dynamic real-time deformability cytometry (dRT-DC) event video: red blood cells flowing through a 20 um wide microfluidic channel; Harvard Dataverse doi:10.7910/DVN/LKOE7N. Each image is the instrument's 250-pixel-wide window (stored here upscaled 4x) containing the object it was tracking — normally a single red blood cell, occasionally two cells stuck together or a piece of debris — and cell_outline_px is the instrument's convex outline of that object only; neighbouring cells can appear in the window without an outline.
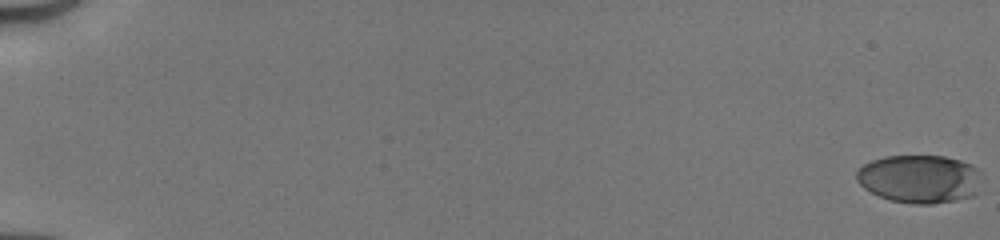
{"species": "human", "species_latin": "Homo sapiens", "temperature_condition": "cold", "stored_images_in_passage": 52, "camera_frame_rate_fps": 3000, "um_per_image_px": 0.085, "donor": {"sex": "male"}, "frame": {"image": 1, "passage_image": 1, "time_ms": 0.0, "image_size_px": [1000, 240], "cell_outline_px": [[980, 172], [976, 192], [972, 196], [956, 200], [932, 204], [912, 204], [888, 200], [864, 188], [856, 180], [856, 172], [864, 164], [872, 160], [884, 156], [944, 156], [960, 160], [972, 164]], "centroid_in_image_um": [78.14, 15.2], "position_along_channel_um": 6.9, "area_um2": 35.14}}
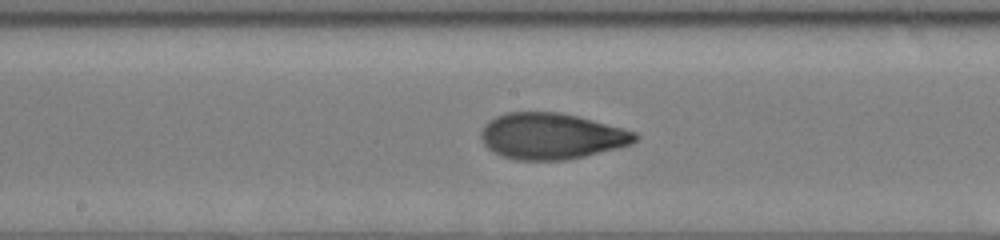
{"frame": {"image": 2, "passage_image": 30, "time_ms": 9.667, "image_size_px": [1000, 240], "cell_outline_px": [[640, 136], [632, 144], [584, 156], [564, 160], [516, 160], [500, 156], [492, 152], [484, 144], [480, 136], [480, 132], [484, 124], [488, 120], [496, 116], [508, 112], [560, 112], [576, 116], [636, 132]], "centroid_in_image_um": [46.82, 11.57], "position_along_channel_um": 201.4, "area_um2": 41.38}}
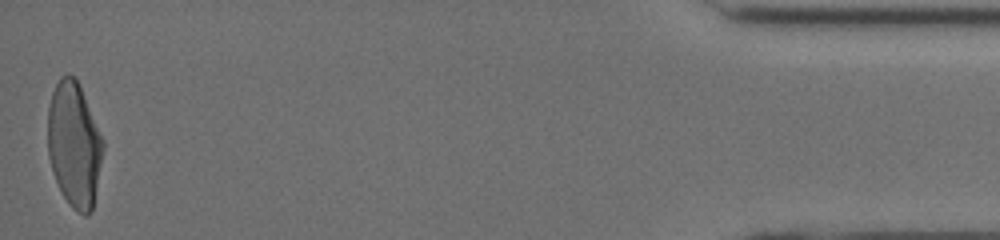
{"frame": {"image": 3, "passage_image": 52, "time_ms": 17.0, "image_size_px": [1000, 240], "cell_outline_px": [[104, 148], [92, 212], [88, 216], [84, 216], [76, 212], [72, 208], [64, 196], [56, 180], [48, 156], [48, 108], [52, 92], [60, 76], [68, 72], [80, 84], [104, 140]], "centroid_in_image_um": [6.32, 12.28], "position_along_channel_um": 428.9, "area_um2": 40.52}, "authors_computed_cell_mechanics": {"area_um2": 39.304, "velocity_mm_per_s": 4.1592, "shape_relaxation_time_tau1_ms": 4.0245, "shape_relaxation_time_tau2_ms": 1.1799, "deformation_change_tau1": 0.1779, "deformation_change_tau2": 0.0673}}